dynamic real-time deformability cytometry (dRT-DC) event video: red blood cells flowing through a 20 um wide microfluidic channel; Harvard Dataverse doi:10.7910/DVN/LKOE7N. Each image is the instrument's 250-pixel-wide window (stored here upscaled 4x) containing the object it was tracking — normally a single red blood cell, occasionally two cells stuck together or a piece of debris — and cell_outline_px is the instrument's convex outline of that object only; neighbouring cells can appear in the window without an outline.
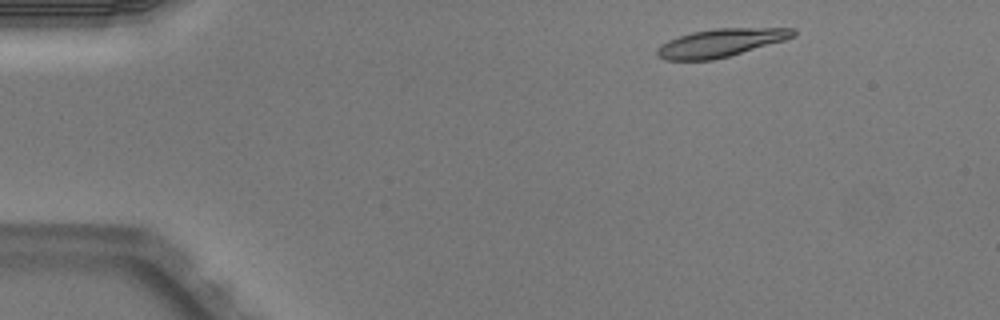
{"species": "Egyptian fruit bat (a non-hibernating species)", "species_latin": "Rousettus aegyptiacus", "temperature_condition": "warm", "stored_images_in_passage": 3, "camera_frame_rate_fps": 3000, "um_per_image_px": 0.085, "animal": {"sex": "male"}, "frame": {"image": 1, "passage_image": 1, "time_ms": 0.0, "image_size_px": [1000, 320], "cell_outline_px": [[796, 36], [784, 40], [728, 56], [712, 60], [664, 60], [656, 56], [656, 52], [660, 44], [668, 40], [692, 32], [716, 28], [796, 28]], "centroid_in_image_um": [61.23, 3.64], "position_along_channel_um": 23.8, "area_um2": 22.14}}